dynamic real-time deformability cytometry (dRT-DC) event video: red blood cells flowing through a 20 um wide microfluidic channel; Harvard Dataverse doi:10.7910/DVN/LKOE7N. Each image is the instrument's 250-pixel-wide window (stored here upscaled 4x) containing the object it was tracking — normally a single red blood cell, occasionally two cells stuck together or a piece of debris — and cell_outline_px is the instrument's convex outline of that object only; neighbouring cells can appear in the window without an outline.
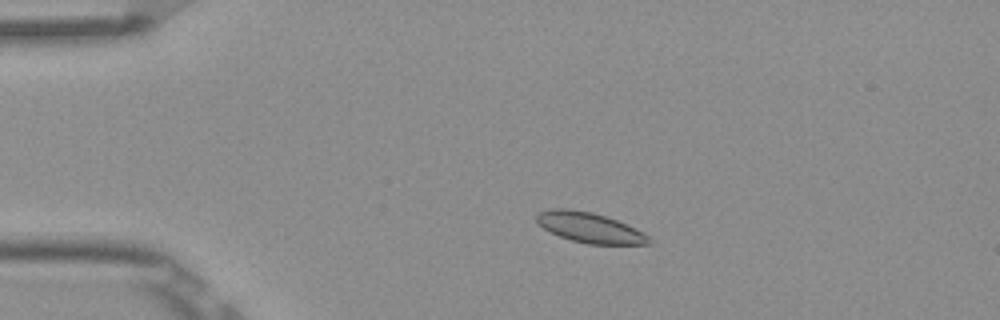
{"species": "Egyptian fruit bat (a non-hibernating species)", "species_latin": "Rousettus aegyptiacus", "temperature_condition": "room temperature", "stored_images_in_passage": 52, "camera_frame_rate_fps": 3000, "um_per_image_px": 0.085, "frame": {"image": 1, "passage_image": 10, "time_ms": 3.0, "image_size_px": [1000, 320], "cell_outline_px": [[652, 244], [588, 244], [572, 240], [560, 236], [544, 228], [536, 220], [536, 216], [540, 212], [552, 208], [568, 208], [592, 212], [616, 220], [636, 228], [648, 236], [652, 240]], "centroid_in_image_um": [50.15, 19.34], "position_along_channel_um": 34.9, "area_um2": 19.54}}
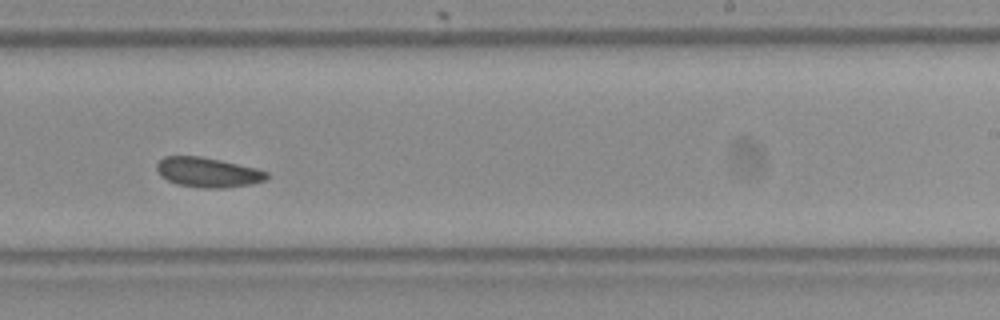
{"frame": {"image": 2, "passage_image": 32, "time_ms": 10.333, "image_size_px": [1000, 320], "cell_outline_px": [[268, 180], [252, 184], [224, 188], [204, 188], [176, 184], [160, 176], [156, 168], [156, 164], [164, 156], [200, 156], [220, 160], [256, 168], [268, 172]], "centroid_in_image_um": [17.67, 14.65], "position_along_channel_um": 271.3, "area_um2": 19.19}}
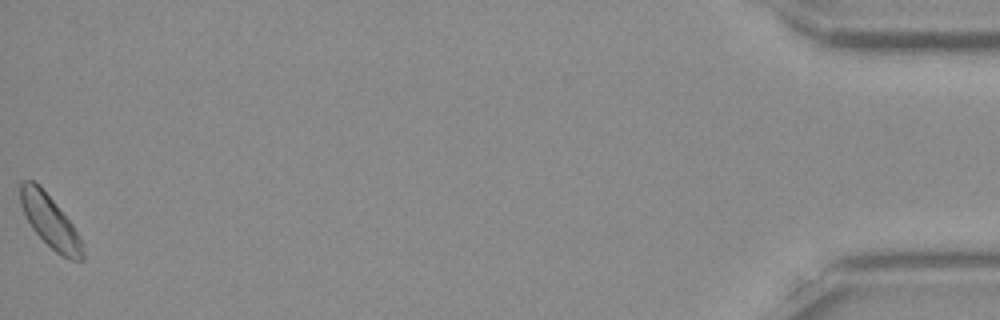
{"frame": {"image": 3, "passage_image": 52, "time_ms": 17.0, "image_size_px": [1000, 320], "cell_outline_px": [[84, 260], [68, 260], [56, 252], [32, 228], [20, 204], [20, 184], [24, 180], [32, 180], [40, 184], [72, 224], [80, 236], [84, 252]], "centroid_in_image_um": [4.27, 18.81], "position_along_channel_um": 430.9, "area_um2": 18.9}}